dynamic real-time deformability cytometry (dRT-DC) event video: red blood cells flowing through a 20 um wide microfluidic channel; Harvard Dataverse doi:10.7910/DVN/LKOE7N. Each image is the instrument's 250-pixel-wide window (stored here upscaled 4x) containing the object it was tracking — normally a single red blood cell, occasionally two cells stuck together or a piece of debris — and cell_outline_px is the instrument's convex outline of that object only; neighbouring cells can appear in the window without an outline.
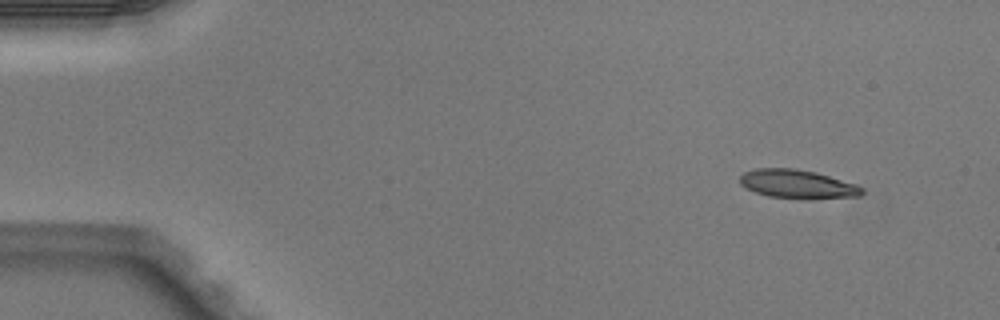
{"species": "Egyptian fruit bat (a non-hibernating species)", "species_latin": "Rousettus aegyptiacus", "temperature_condition": "warm", "stored_images_in_passage": 4, "camera_frame_rate_fps": 3000, "um_per_image_px": 0.085, "animal": {"sex": "male"}, "frame": {"image": 1, "passage_image": 1, "time_ms": 0.0, "image_size_px": [1000, 320], "cell_outline_px": [[864, 192], [860, 196], [768, 196], [756, 192], [740, 184], [740, 176], [744, 172], [756, 168], [796, 168], [816, 172], [856, 184], [864, 188]], "centroid_in_image_um": [67.74, 15.58], "position_along_channel_um": 17.3, "area_um2": 19.36}}